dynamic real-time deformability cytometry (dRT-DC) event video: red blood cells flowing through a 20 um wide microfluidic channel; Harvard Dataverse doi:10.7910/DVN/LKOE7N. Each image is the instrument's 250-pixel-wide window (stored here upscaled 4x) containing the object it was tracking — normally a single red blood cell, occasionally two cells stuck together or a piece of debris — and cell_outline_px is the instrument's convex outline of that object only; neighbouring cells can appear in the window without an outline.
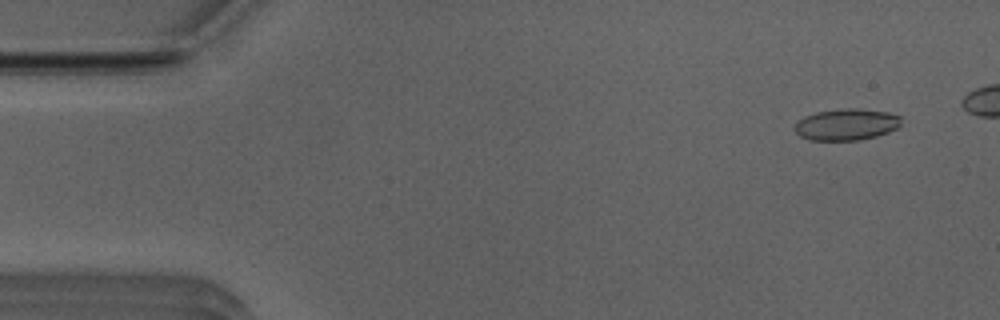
{"species": "Egyptian fruit bat (a non-hibernating species)", "species_latin": "Rousettus aegyptiacus", "temperature_condition": "room temperature", "stored_images_in_passage": 14, "camera_frame_rate_fps": 3000, "um_per_image_px": 0.085, "animal": {"sex": "male"}, "frame": {"image": 1, "passage_image": 4, "time_ms": 1.0, "image_size_px": [1000, 320], "cell_outline_px": [[900, 124], [896, 128], [888, 132], [876, 136], [860, 140], [808, 140], [800, 136], [792, 128], [804, 116], [816, 112], [848, 108], [856, 108], [888, 112], [900, 116]], "centroid_in_image_um": [71.92, 10.58], "position_along_channel_um": 13.1, "area_um2": 19.48}}